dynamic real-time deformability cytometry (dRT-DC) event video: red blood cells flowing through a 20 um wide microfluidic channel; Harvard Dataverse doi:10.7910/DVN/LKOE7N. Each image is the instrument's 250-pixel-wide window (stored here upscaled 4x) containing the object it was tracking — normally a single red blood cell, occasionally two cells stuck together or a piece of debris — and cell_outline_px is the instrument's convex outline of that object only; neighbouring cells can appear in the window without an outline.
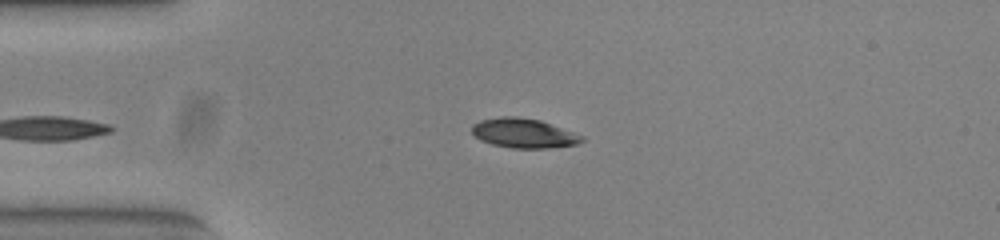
{"species": "common noctule bat (a hibernating species)", "species_latin": "Nyctalus noctula", "temperature_condition": "warm", "stored_images_in_passage": 39, "camera_frame_rate_fps": 3000, "um_per_image_px": 0.085, "animal": {"sex": "female", "body_mass_g": 23.0, "forearm_length_mm": 53.4}, "frame": {"image": 1, "passage_image": 2, "time_ms": 0.333, "image_size_px": [1000, 240], "cell_outline_px": [[584, 140], [576, 144], [548, 148], [512, 148], [492, 144], [480, 140], [472, 132], [472, 124], [480, 120], [500, 116], [516, 116], [540, 120], [584, 136]], "centroid_in_image_um": [44.49, 11.31], "position_along_channel_um": 40.5, "area_um2": 18.84}}
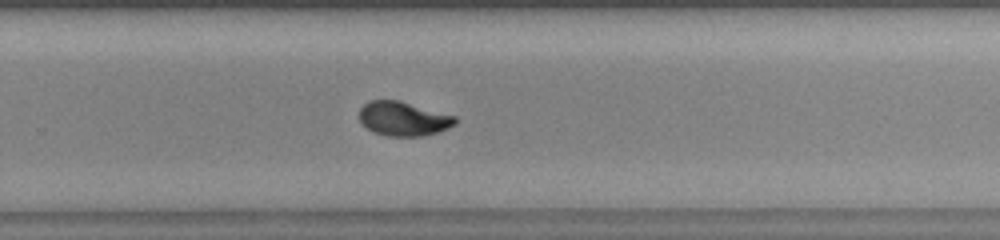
{"frame": {"image": 2, "passage_image": 24, "time_ms": 7.667, "image_size_px": [1000, 240], "cell_outline_px": [[456, 124], [448, 128], [424, 136], [388, 136], [372, 132], [360, 120], [360, 108], [368, 100], [400, 100], [456, 116]], "centroid_in_image_um": [34.29, 10.08], "position_along_channel_um": 295.5, "area_um2": 19.13}}
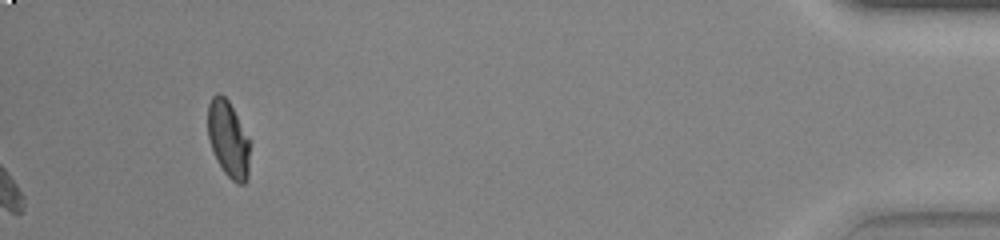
{"frame": {"image": 3, "passage_image": 39, "time_ms": 12.667, "image_size_px": [1000, 240], "cell_outline_px": [[252, 140], [248, 176], [244, 184], [236, 184], [224, 172], [216, 160], [208, 136], [208, 104], [212, 96], [216, 92], [224, 96], [228, 100]], "centroid_in_image_um": [19.45, 11.83], "position_along_channel_um": 415.7, "area_um2": 19.31}, "authors_computed_cell_mechanics": {"area_um2": 19.2474, "velocity_mm_per_s": 3.8377, "shape_relaxation_time_tau1_ms": 2.8549, "shape_relaxation_time_tau2_ms": null, "deformation_change_tau1": 0.1778, "deformation_change_tau2": null}}